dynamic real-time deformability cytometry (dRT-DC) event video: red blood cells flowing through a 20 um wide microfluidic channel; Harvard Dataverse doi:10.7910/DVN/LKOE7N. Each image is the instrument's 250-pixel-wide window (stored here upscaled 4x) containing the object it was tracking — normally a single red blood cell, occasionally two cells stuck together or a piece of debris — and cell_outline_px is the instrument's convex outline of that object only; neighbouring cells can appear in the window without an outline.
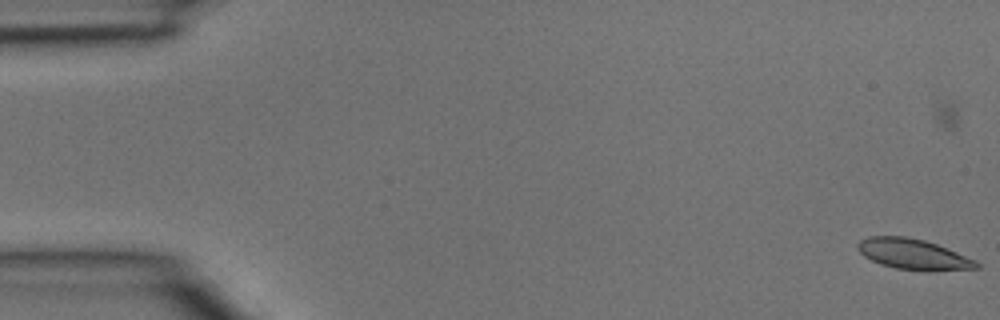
{"species": "common noctule bat (a hibernating species)", "species_latin": "Nyctalus noctula", "temperature_condition": "room temperature", "stored_images_in_passage": 3, "camera_frame_rate_fps": 3000, "um_per_image_px": 0.085, "animal": {"sex": "male", "body_mass_g": 15.6}, "frame": {"image": 1, "passage_image": 1, "time_ms": 0.0, "image_size_px": [1000, 320], "cell_outline_px": [[980, 268], [896, 268], [880, 264], [864, 256], [860, 252], [856, 244], [860, 240], [868, 236], [904, 236], [924, 240], [936, 244], [976, 260], [980, 264]], "centroid_in_image_um": [77.53, 21.55], "position_along_channel_um": 7.5, "area_um2": 20.06}}